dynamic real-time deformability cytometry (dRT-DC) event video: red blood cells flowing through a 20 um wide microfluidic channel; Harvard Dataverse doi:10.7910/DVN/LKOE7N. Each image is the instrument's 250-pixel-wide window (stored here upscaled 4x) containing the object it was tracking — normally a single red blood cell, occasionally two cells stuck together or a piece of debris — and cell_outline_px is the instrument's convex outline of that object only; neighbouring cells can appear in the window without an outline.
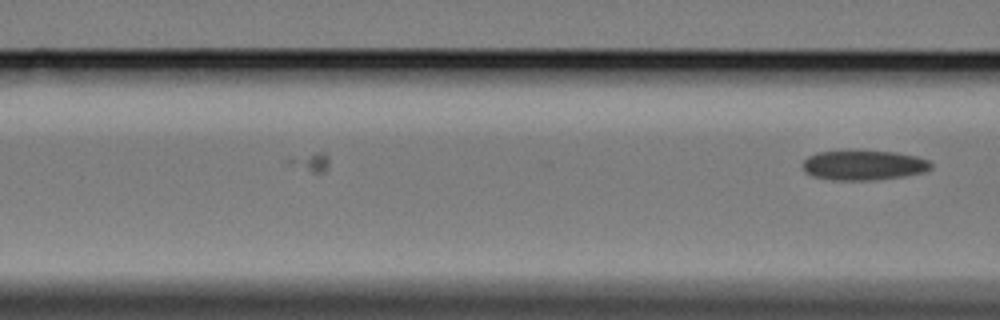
{"species": "Egyptian fruit bat (a non-hibernating species)", "species_latin": "Rousettus aegyptiacus", "temperature_condition": "cold", "stored_images_in_passage": 6, "camera_frame_rate_fps": 3000, "um_per_image_px": 0.085, "animal": {"sex": "female"}, "frame": {"image": 1, "passage_image": 6, "time_ms": 7.0, "image_size_px": [1000, 320], "cell_outline_px": [[932, 168], [924, 172], [904, 176], [872, 180], [832, 180], [812, 176], [804, 172], [804, 160], [808, 156], [816, 152], [896, 152], [916, 156], [928, 160], [932, 164]], "centroid_in_image_um": [73.42, 14.06], "position_along_channel_um": 93.2, "area_um2": 21.96}}